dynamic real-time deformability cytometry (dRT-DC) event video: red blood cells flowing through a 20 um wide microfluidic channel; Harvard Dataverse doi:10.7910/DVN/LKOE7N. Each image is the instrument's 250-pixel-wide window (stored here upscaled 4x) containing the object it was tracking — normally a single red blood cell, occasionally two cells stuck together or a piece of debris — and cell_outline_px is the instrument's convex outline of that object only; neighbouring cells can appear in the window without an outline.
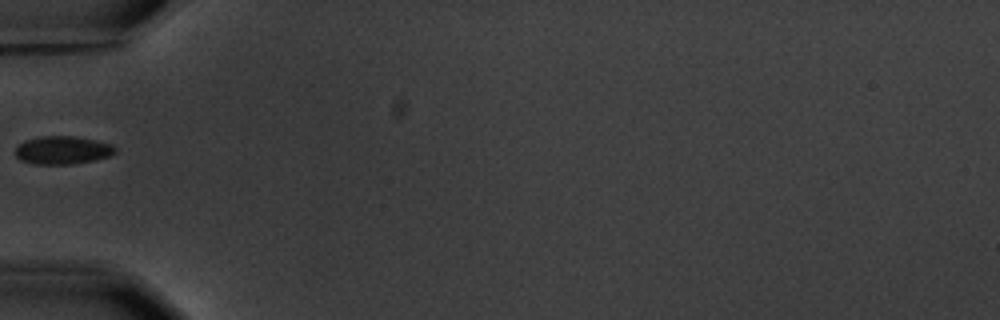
{"species": "common noctule bat (a hibernating species)", "species_latin": "Nyctalus noctula", "temperature_condition": "warm", "stored_images_in_passage": 6, "camera_frame_rate_fps": 3000, "um_per_image_px": 0.085, "animal": {"sex": "male", "body_mass_g": 20.1, "forearm_length_mm": 53.5}, "frame": {"image": 1, "passage_image": 5, "time_ms": 4.667, "image_size_px": [1000, 320], "cell_outline_px": [[116, 152], [108, 156], [96, 160], [72, 164], [36, 164], [20, 160], [16, 156], [16, 148], [24, 140], [40, 136], [72, 136], [96, 140], [112, 144], [116, 148]], "centroid_in_image_um": [5.33, 12.76], "position_along_channel_um": 79.7, "area_um2": 16.36}}
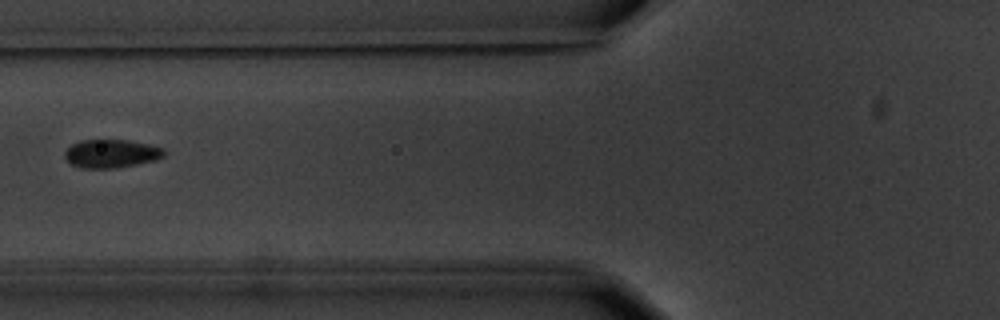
{"frame": {"image": 2, "passage_image": 6, "time_ms": 5.667, "image_size_px": [1000, 320], "cell_outline_px": [[164, 156], [156, 160], [116, 168], [80, 168], [72, 164], [64, 156], [64, 152], [72, 144], [80, 140], [128, 140], [148, 144], [164, 148]], "centroid_in_image_um": [9.45, 13.05], "position_along_channel_um": 116.3, "area_um2": 16.36}}